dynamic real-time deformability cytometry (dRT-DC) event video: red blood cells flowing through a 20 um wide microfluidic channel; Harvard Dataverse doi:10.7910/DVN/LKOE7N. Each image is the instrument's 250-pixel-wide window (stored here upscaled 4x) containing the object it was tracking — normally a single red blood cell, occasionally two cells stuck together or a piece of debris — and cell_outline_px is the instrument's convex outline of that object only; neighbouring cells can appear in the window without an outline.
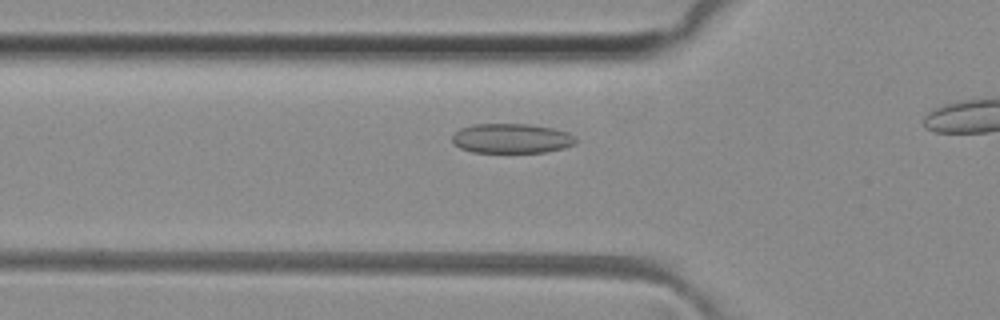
{"species": "common noctule bat (a hibernating species)", "species_latin": "Nyctalus noctula", "temperature_condition": "room temperature", "stored_images_in_passage": 18, "camera_frame_rate_fps": 3000, "um_per_image_px": 0.085, "animal": {"sex": "female", "body_mass_g": 29.2, "forearm_length_mm": 56.3}, "frame": {"image": 1, "passage_image": 13, "time_ms": 4.0, "image_size_px": [1000, 320], "cell_outline_px": [[576, 144], [564, 148], [544, 152], [472, 152], [460, 148], [452, 140], [452, 136], [460, 128], [472, 124], [528, 124], [552, 128], [568, 132], [576, 136]], "centroid_in_image_um": [43.5, 11.76], "position_along_channel_um": 82.3, "area_um2": 21.39}}
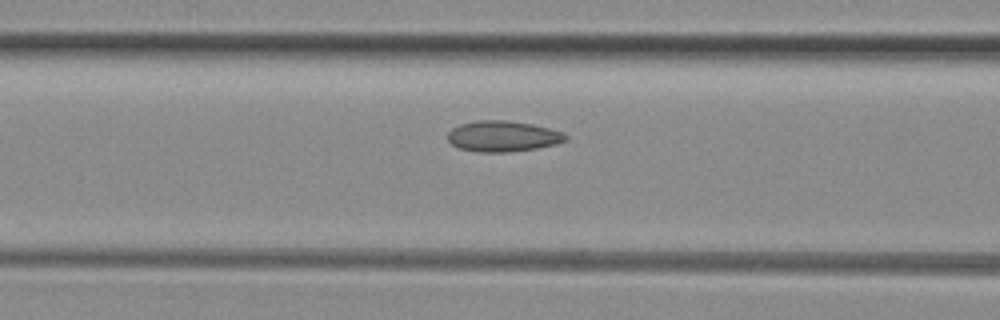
{"frame": {"image": 2, "passage_image": 16, "time_ms": 5.0, "image_size_px": [1000, 320], "cell_outline_px": [[568, 140], [556, 144], [536, 148], [508, 152], [476, 152], [460, 148], [452, 144], [448, 140], [448, 132], [452, 128], [460, 124], [476, 120], [508, 120], [532, 124], [564, 132], [568, 136]], "centroid_in_image_um": [42.75, 11.57], "position_along_channel_um": 123.8, "area_um2": 21.27}}